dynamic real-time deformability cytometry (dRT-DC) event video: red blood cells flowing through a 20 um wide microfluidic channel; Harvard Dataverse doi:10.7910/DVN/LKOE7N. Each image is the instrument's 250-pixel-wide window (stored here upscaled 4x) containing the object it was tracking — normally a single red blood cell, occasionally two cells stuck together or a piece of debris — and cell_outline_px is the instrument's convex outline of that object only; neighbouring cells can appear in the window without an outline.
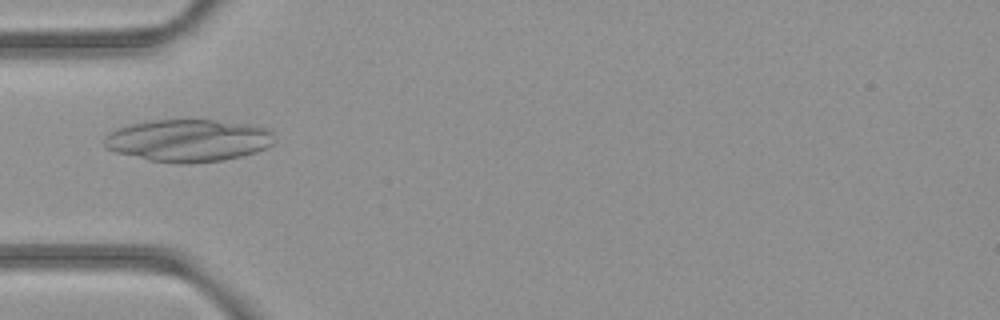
{"species": "common noctule bat (a hibernating species)", "species_latin": "Nyctalus noctula", "temperature_condition": "room temperature", "stored_images_in_passage": 48, "camera_frame_rate_fps": 3000, "um_per_image_px": 0.085, "animal": {"sex": "female", "body_mass_g": 21.9}, "frame": {"image": 1, "passage_image": 13, "time_ms": 4.0, "image_size_px": [1000, 320], "cell_outline_px": [[276, 140], [268, 148], [256, 152], [224, 160], [188, 164], [180, 164], [148, 160], [116, 152], [104, 148], [104, 136], [108, 132], [116, 128], [128, 124], [152, 120], [212, 120], [248, 124], [268, 128], [272, 132]], "centroid_in_image_um": [15.99, 11.94], "position_along_channel_um": 69.0, "area_um2": 42.43}}
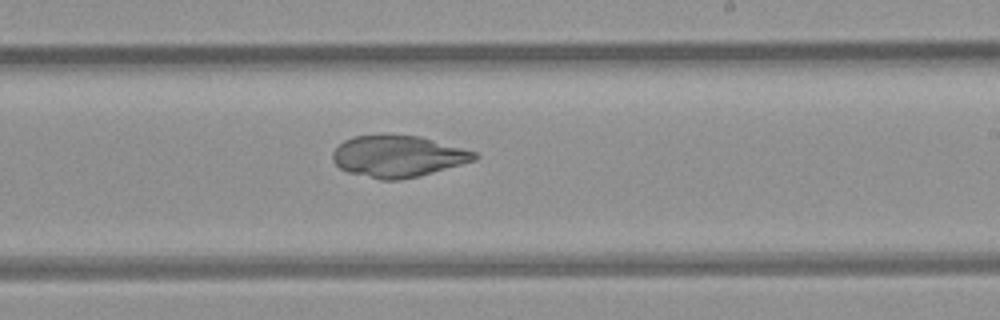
{"frame": {"image": 2, "passage_image": 27, "time_ms": 8.667, "image_size_px": [1000, 320], "cell_outline_px": [[480, 156], [476, 160], [420, 176], [400, 180], [380, 180], [348, 172], [340, 168], [332, 160], [332, 152], [344, 140], [352, 136], [420, 136], [476, 152]], "centroid_in_image_um": [33.83, 13.31], "position_along_channel_um": 255.2, "area_um2": 34.1}}
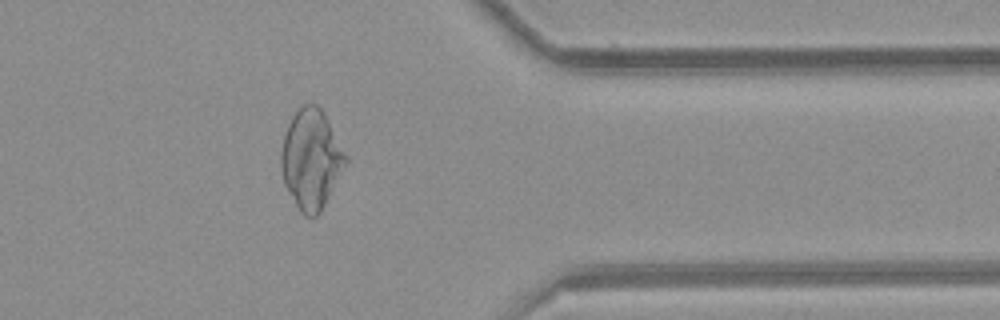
{"frame": {"image": 3, "passage_image": 38, "time_ms": 12.333, "image_size_px": [1000, 320], "cell_outline_px": [[348, 160], [320, 212], [316, 216], [304, 216], [300, 212], [288, 192], [284, 184], [280, 164], [280, 152], [284, 136], [288, 124], [292, 116], [304, 104], [316, 104], [324, 112], [348, 156]], "centroid_in_image_um": [26.44, 13.53], "position_along_channel_um": 385.0, "area_um2": 37.28}}